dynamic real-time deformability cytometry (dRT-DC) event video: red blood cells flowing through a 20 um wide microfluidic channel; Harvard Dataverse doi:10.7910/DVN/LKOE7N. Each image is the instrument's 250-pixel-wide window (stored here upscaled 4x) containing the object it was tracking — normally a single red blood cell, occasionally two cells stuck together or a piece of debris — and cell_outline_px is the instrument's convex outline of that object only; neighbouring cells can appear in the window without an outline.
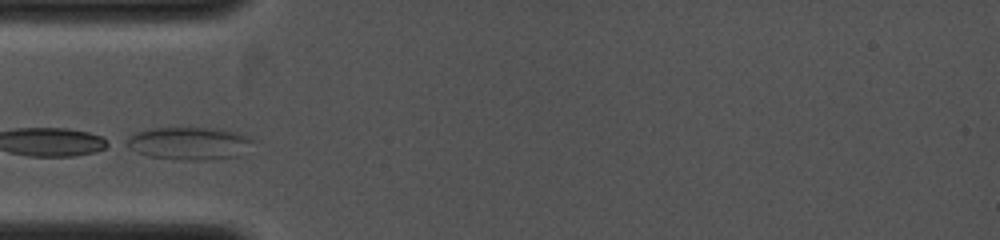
{"species": "common noctule bat (a hibernating species)", "species_latin": "Nyctalus noctula", "temperature_condition": "cold", "stored_images_in_passage": 3, "camera_frame_rate_fps": 4000, "um_per_image_px": 0.085, "animal": {"sex": "female", "body_mass_g": 19.0, "forearm_length_mm": 53.3}, "frame": {"image": 1, "passage_image": 1, "time_ms": 0.0, "image_size_px": [1000, 240], "cell_outline_px": [[252, 140], [236, 156], [192, 160], [188, 160], [148, 156], [136, 152], [120, 144], [120, 140], [136, 132], [152, 128], [224, 128], [252, 136]], "centroid_in_image_um": [15.93, 12.15], "position_along_channel_um": 69.1, "area_um2": 24.04}}
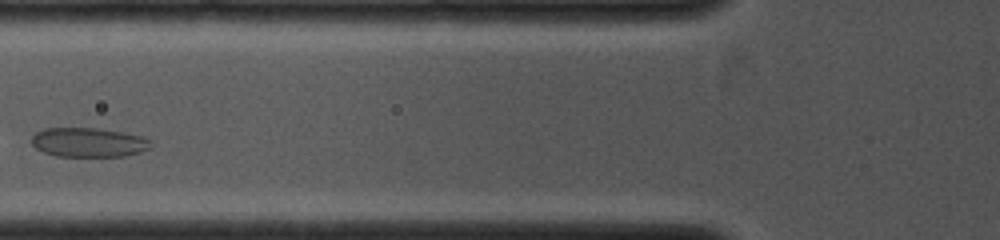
{"frame": {"image": 2, "passage_image": 2, "time_ms": 1.0, "image_size_px": [1000, 240], "cell_outline_px": [[152, 148], [140, 152], [124, 156], [56, 156], [44, 152], [36, 148], [32, 144], [32, 136], [36, 132], [44, 128], [96, 128], [144, 136], [152, 140]], "centroid_in_image_um": [7.56, 12.1], "position_along_channel_um": 118.2, "area_um2": 20.46}}
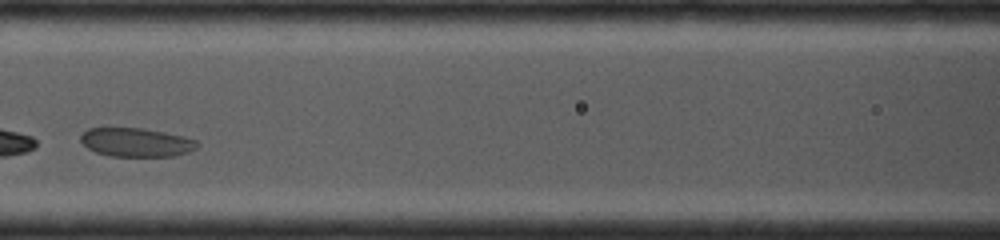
{"frame": {"image": 3, "passage_image": 3, "time_ms": 1.75, "image_size_px": [1000, 240], "cell_outline_px": [[200, 144], [196, 148], [188, 152], [172, 156], [112, 156], [96, 152], [88, 148], [80, 140], [80, 136], [88, 128], [144, 128], [184, 136], [196, 140]], "centroid_in_image_um": [11.6, 12.09], "position_along_channel_um": 155.0, "area_um2": 19.48}}